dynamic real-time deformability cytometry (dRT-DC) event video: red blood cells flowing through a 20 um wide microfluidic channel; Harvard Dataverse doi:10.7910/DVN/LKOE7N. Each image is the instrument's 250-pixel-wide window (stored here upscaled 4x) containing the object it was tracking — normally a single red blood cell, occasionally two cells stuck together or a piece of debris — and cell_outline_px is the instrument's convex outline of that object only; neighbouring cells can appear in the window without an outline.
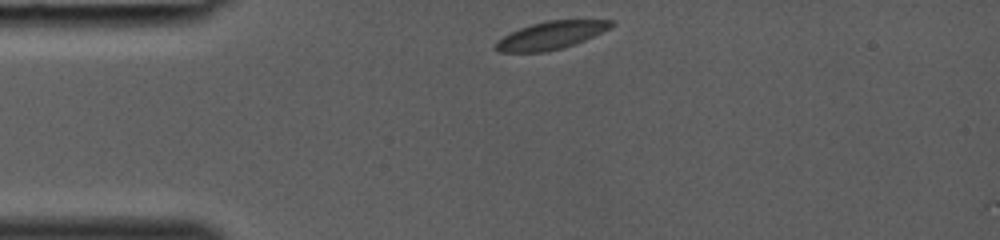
{"species": "common noctule bat (a hibernating species)", "species_latin": "Nyctalus noctula", "temperature_condition": "room temperature", "stored_images_in_passage": 2, "camera_frame_rate_fps": 3000, "um_per_image_px": 0.085, "animal": {"sex": "female", "body_mass_g": 19.0, "forearm_length_mm": 53.3}, "frame": {"image": 1, "passage_image": 1, "time_ms": 0.0, "image_size_px": [1000, 240], "cell_outline_px": [[616, 24], [584, 40], [560, 48], [544, 52], [500, 52], [492, 48], [496, 40], [520, 28], [532, 24], [548, 20], [616, 20]], "centroid_in_image_um": [46.78, 3.0], "position_along_channel_um": 38.2, "area_um2": 18.44}}